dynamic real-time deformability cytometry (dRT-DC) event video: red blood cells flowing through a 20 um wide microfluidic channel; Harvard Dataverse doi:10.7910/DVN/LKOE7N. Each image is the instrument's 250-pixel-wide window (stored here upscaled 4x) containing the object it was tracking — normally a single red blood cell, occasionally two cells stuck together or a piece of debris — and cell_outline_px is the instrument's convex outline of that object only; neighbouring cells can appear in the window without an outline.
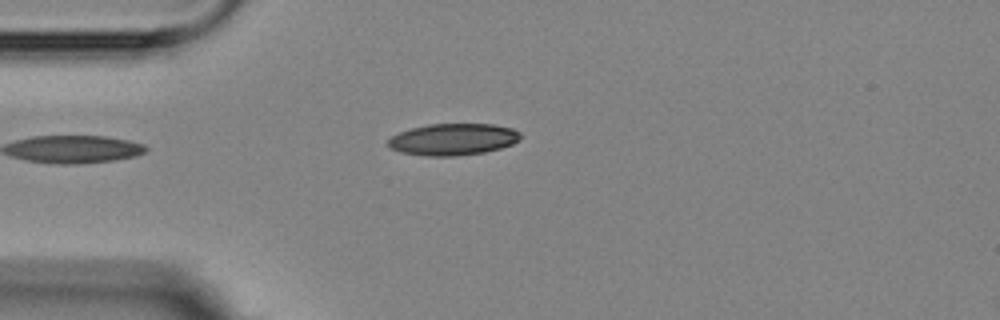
{"species": "Egyptian fruit bat (a non-hibernating species)", "species_latin": "Rousettus aegyptiacus", "temperature_condition": "room temperature", "stored_images_in_passage": 7, "camera_frame_rate_fps": 3000, "um_per_image_px": 0.085, "animal": {"sex": "female"}, "frame": {"image": 1, "passage_image": 1, "time_ms": 0.0, "image_size_px": [1000, 320], "cell_outline_px": [[520, 140], [512, 144], [500, 148], [484, 152], [456, 156], [424, 156], [400, 152], [388, 148], [388, 140], [392, 136], [400, 132], [412, 128], [428, 124], [492, 124], [512, 128], [520, 132]], "centroid_in_image_um": [38.5, 11.85], "position_along_channel_um": 46.5, "area_um2": 24.51}}
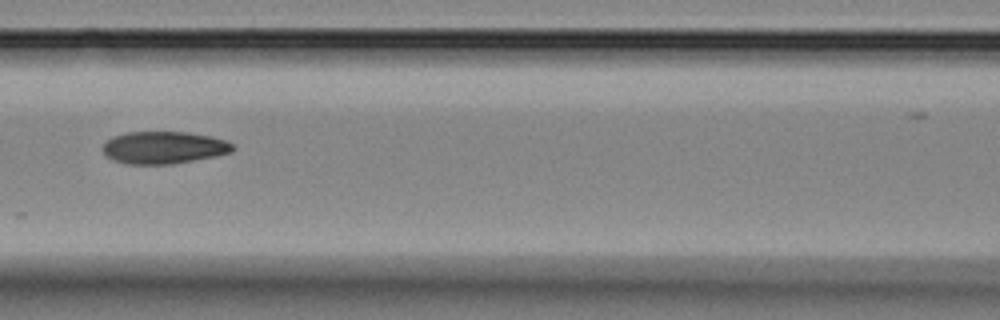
{"frame": {"image": 2, "passage_image": 4, "time_ms": 3.333, "image_size_px": [1000, 320], "cell_outline_px": [[236, 148], [232, 152], [216, 156], [172, 164], [124, 164], [112, 160], [104, 152], [104, 144], [112, 136], [128, 132], [188, 132], [212, 136], [228, 140]], "centroid_in_image_um": [13.97, 12.54], "position_along_channel_um": 152.6, "area_um2": 24.62}}
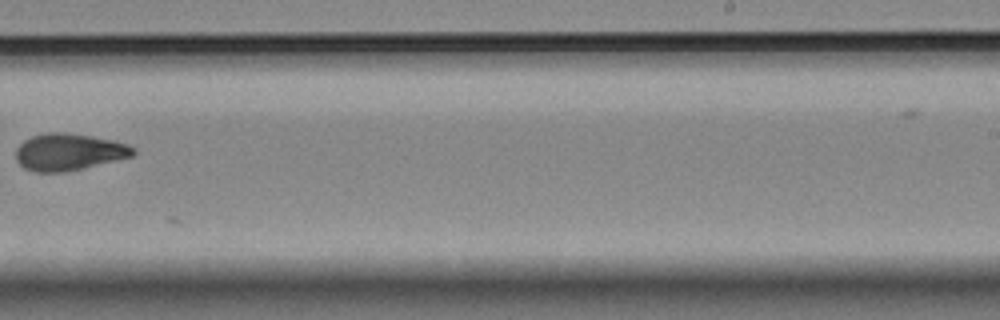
{"frame": {"image": 3, "passage_image": 7, "time_ms": 7.0, "image_size_px": [1000, 320], "cell_outline_px": [[136, 152], [132, 156], [64, 172], [36, 172], [24, 168], [16, 160], [16, 148], [24, 140], [32, 136], [48, 132], [68, 132], [92, 136], [112, 140], [128, 144], [136, 148]], "centroid_in_image_um": [5.83, 12.9], "position_along_channel_um": 283.2, "area_um2": 25.14}}